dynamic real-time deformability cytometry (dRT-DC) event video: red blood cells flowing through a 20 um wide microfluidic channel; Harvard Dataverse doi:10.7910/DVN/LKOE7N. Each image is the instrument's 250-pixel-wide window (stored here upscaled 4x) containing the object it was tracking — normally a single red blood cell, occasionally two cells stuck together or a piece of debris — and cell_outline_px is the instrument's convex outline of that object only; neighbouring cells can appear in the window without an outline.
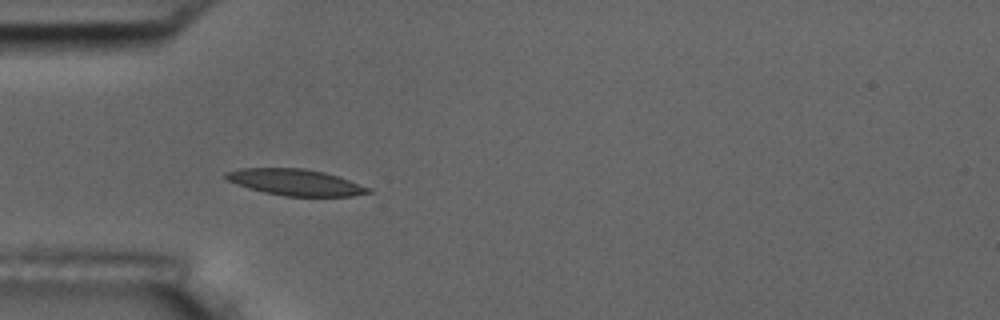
{"species": "common noctule bat (a hibernating species)", "species_latin": "Nyctalus noctula", "temperature_condition": "room temperature", "stored_images_in_passage": 6, "camera_frame_rate_fps": 3000, "um_per_image_px": 0.085, "animal": {"sex": "male", "body_mass_g": 17.5, "forearm_length_mm": 52.3}, "frame": {"image": 1, "passage_image": 5, "time_ms": 4.667, "image_size_px": [1000, 320], "cell_outline_px": [[372, 192], [352, 196], [284, 196], [264, 192], [236, 184], [224, 180], [224, 172], [240, 168], [304, 168], [324, 172], [372, 188]], "centroid_in_image_um": [25.07, 15.49], "position_along_channel_um": 59.9, "area_um2": 21.85}}